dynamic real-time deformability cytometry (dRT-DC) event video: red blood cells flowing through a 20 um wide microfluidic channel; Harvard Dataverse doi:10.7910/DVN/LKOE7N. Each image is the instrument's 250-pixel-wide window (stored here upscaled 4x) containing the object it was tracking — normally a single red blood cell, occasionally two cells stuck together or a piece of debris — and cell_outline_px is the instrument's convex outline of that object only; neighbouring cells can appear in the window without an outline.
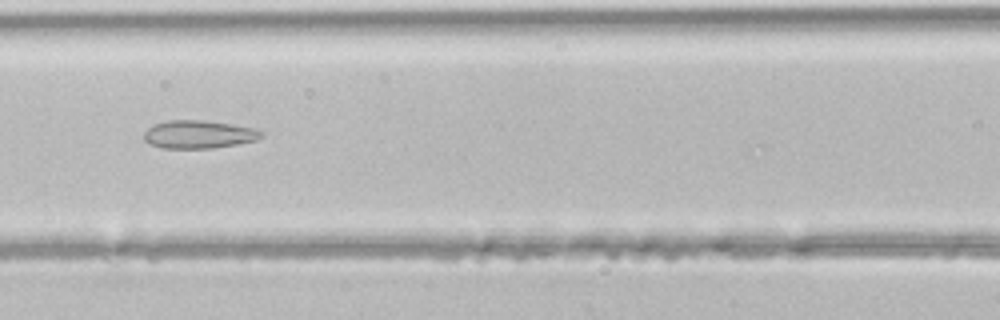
{"species": "common noctule bat (a hibernating species)", "species_latin": "Nyctalus noctula", "temperature_condition": "room temperature", "stored_images_in_passage": 31, "camera_frame_rate_fps": 3000, "um_per_image_px": 0.085, "animal": {"sex": "male", "body_mass_g": 21.5, "forearm_length_mm": 52.0}, "frame": {"image": 1, "passage_image": 6, "time_ms": 1.667, "image_size_px": [1000, 320], "cell_outline_px": [[264, 136], [256, 140], [236, 144], [212, 148], [164, 148], [148, 144], [144, 140], [144, 132], [152, 124], [168, 120], [204, 120], [232, 124], [252, 128], [264, 132]], "centroid_in_image_um": [16.86, 11.42], "position_along_channel_um": 149.7, "area_um2": 19.25}}
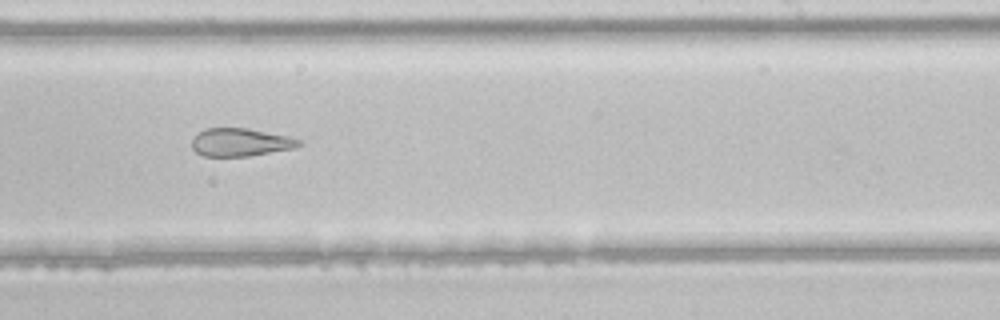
{"frame": {"image": 2, "passage_image": 14, "time_ms": 4.333, "image_size_px": [1000, 320], "cell_outline_px": [[300, 144], [296, 148], [248, 156], [204, 156], [196, 152], [192, 148], [192, 140], [204, 128], [248, 128], [288, 136], [300, 140]], "centroid_in_image_um": [20.44, 12.09], "position_along_channel_um": 268.6, "area_um2": 17.34}}
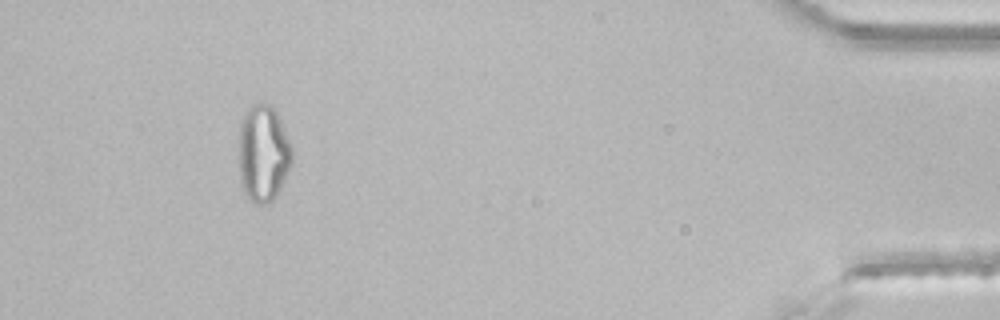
{"frame": {"image": 3, "passage_image": 28, "time_ms": 9.0, "image_size_px": [1000, 320], "cell_outline_px": [[292, 164], [276, 196], [268, 204], [256, 204], [248, 200], [244, 192], [240, 180], [236, 156], [240, 124], [244, 112], [252, 104], [268, 104], [276, 108], [292, 148]], "centroid_in_image_um": [22.33, 13.04], "position_along_channel_um": 412.9, "area_um2": 30.98}}